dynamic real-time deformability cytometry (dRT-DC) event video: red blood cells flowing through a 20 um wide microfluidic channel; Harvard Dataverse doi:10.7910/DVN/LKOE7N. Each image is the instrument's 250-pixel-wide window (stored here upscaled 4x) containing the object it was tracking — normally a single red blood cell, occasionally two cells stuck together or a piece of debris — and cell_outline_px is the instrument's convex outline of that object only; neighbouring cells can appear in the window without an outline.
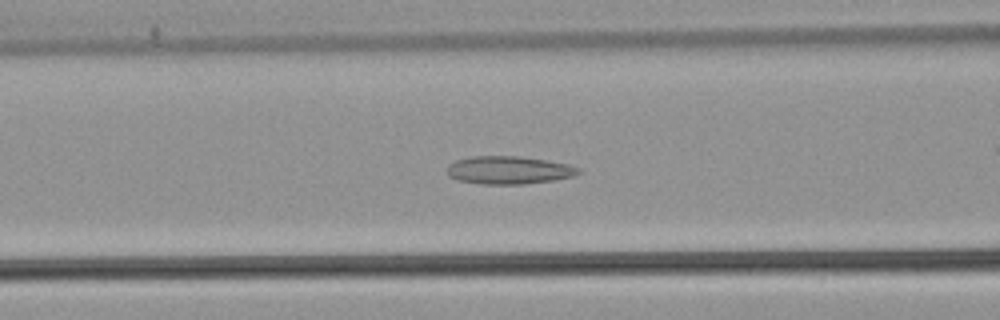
{"species": "common noctule bat (a hibernating species)", "species_latin": "Nyctalus noctula", "temperature_condition": "warm", "stored_images_in_passage": 49, "camera_frame_rate_fps": 3000, "um_per_image_px": 0.085, "animal": {"sex": "male", "body_mass_g": 21.5, "forearm_length_mm": 52.0}, "frame": {"image": 1, "passage_image": 23, "time_ms": 7.333, "image_size_px": [1000, 320], "cell_outline_px": [[580, 172], [572, 176], [552, 180], [524, 184], [480, 184], [456, 180], [448, 176], [448, 164], [456, 160], [472, 156], [516, 156], [544, 160], [568, 164], [580, 168]], "centroid_in_image_um": [43.2, 14.46], "position_along_channel_um": 123.4, "area_um2": 21.27}}
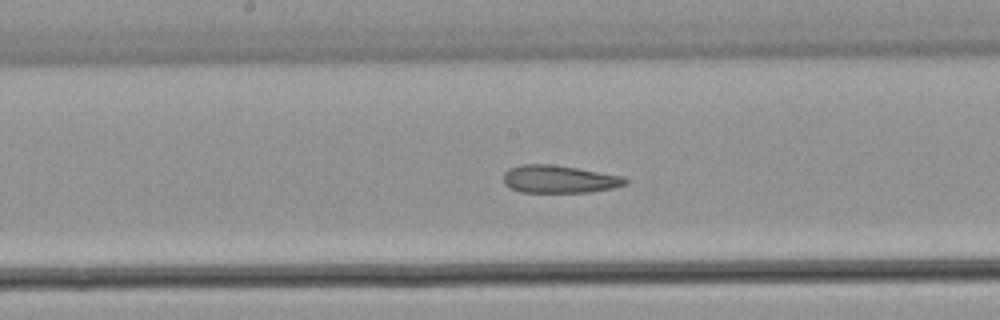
{"frame": {"image": 2, "passage_image": 29, "time_ms": 9.333, "image_size_px": [1000, 320], "cell_outline_px": [[628, 184], [612, 188], [592, 192], [520, 192], [504, 184], [504, 172], [508, 168], [520, 164], [552, 164], [576, 168], [620, 176], [628, 180]], "centroid_in_image_um": [47.49, 15.23], "position_along_channel_um": 200.7, "area_um2": 19.59}}
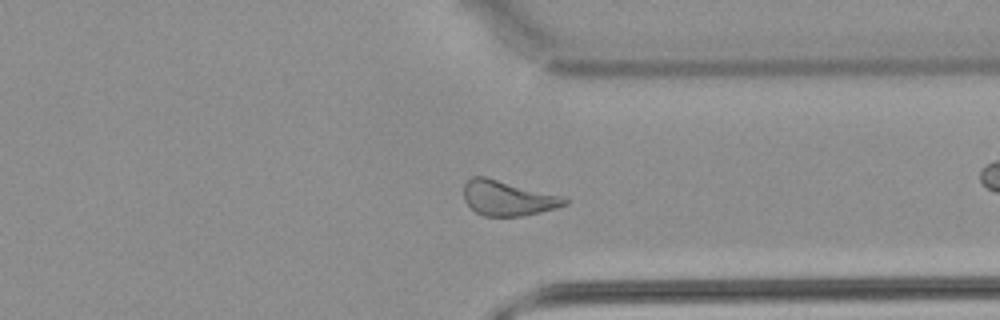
{"frame": {"image": 3, "passage_image": 42, "time_ms": 13.667, "image_size_px": [1000, 320], "cell_outline_px": [[568, 204], [556, 208], [524, 216], [484, 216], [476, 212], [464, 200], [464, 184], [472, 176], [484, 176], [564, 196], [568, 200]], "centroid_in_image_um": [43.18, 16.84], "position_along_channel_um": 368.2, "area_um2": 20.63}}